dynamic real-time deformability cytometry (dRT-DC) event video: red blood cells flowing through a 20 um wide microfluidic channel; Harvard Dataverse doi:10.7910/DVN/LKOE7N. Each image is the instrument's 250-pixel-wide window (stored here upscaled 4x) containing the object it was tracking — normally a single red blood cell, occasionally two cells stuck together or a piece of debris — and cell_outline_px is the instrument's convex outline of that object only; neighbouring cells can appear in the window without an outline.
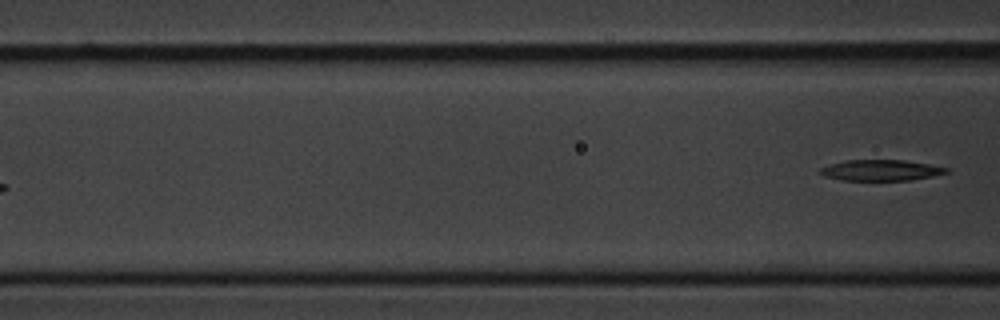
{"species": "common noctule bat (a hibernating species)", "species_latin": "Nyctalus noctula", "temperature_condition": "cold", "stored_images_in_passage": 4, "segment_of_instrument_passage": [2, 2], "camera_frame_rate_fps": 3000, "um_per_image_px": 0.085, "animal": {"sex": "male", "body_mass_g": 20.1, "forearm_length_mm": 53.5}, "frame": {"image": 1, "passage_image": 4, "time_ms": 4.333, "image_size_px": [1000, 320], "cell_outline_px": [[952, 172], [912, 180], [840, 180], [824, 176], [820, 172], [820, 168], [832, 164], [848, 160], [904, 160], [928, 164], [948, 168]], "centroid_in_image_um": [74.92, 14.47], "position_along_channel_um": 91.7, "area_um2": 15.26}}